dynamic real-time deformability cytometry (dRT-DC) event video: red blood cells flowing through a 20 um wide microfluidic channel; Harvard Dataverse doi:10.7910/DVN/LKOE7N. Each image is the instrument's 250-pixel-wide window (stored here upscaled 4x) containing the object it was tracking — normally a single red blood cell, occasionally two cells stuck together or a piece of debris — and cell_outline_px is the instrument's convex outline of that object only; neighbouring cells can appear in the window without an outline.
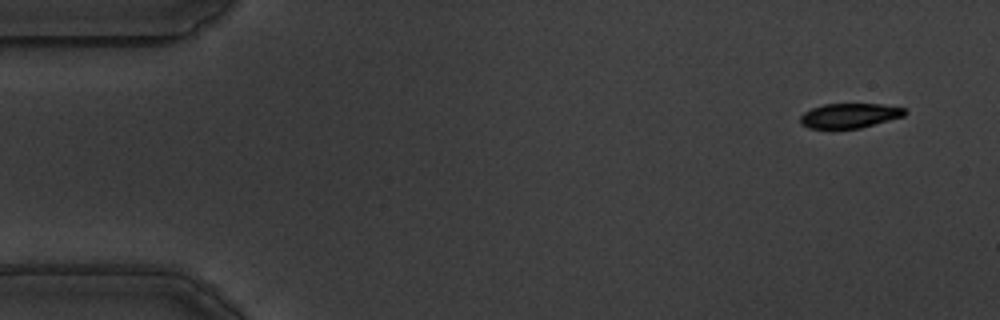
{"species": "common noctule bat (a hibernating species)", "species_latin": "Nyctalus noctula", "temperature_condition": "warm", "stored_images_in_passage": 56, "segment_of_instrument_passage": [1, 2], "camera_frame_rate_fps": 3000, "um_per_image_px": 0.085, "animal": {"sex": "male", "body_mass_g": 19.5, "forearm_length_mm": 54.6}, "frame": {"image": 1, "passage_image": 2, "time_ms": 0.333, "image_size_px": [1000, 320], "cell_outline_px": [[908, 112], [904, 116], [860, 128], [808, 128], [800, 124], [800, 116], [804, 112], [812, 108], [824, 104], [880, 104], [904, 108]], "centroid_in_image_um": [72.2, 9.82], "position_along_channel_um": 12.8, "area_um2": 14.97}}
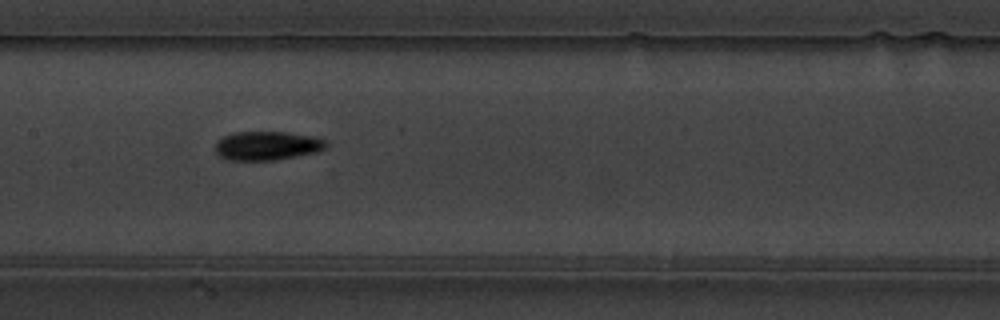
{"frame": {"image": 2, "passage_image": 26, "time_ms": 8.333, "image_size_px": [1000, 320], "cell_outline_px": [[328, 144], [320, 152], [276, 160], [228, 160], [220, 156], [216, 152], [216, 144], [224, 136], [232, 132], [288, 132], [316, 136], [324, 140]], "centroid_in_image_um": [22.76, 12.38], "position_along_channel_um": 184.6, "area_um2": 18.79}}
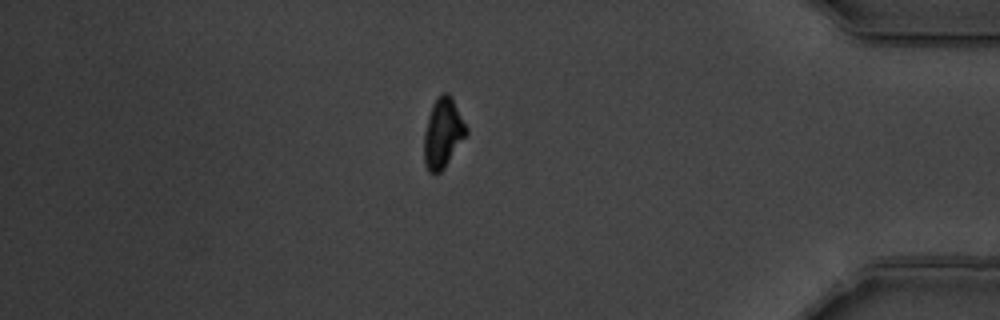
{"frame": {"image": 3, "passage_image": 47, "time_ms": 15.333, "image_size_px": [1000, 320], "cell_outline_px": [[468, 132], [444, 168], [440, 172], [428, 172], [424, 164], [424, 132], [428, 116], [432, 104], [444, 92], [448, 92], [452, 96], [468, 128]], "centroid_in_image_um": [37.65, 11.3], "position_along_channel_um": 397.6, "area_um2": 17.11}}